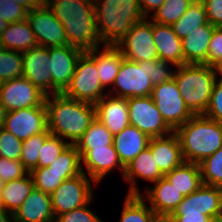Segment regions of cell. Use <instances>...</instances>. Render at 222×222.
<instances>
[{
    "mask_svg": "<svg viewBox=\"0 0 222 222\" xmlns=\"http://www.w3.org/2000/svg\"><path fill=\"white\" fill-rule=\"evenodd\" d=\"M46 5L64 26L71 47L89 52L100 45L94 0H51Z\"/></svg>",
    "mask_w": 222,
    "mask_h": 222,
    "instance_id": "obj_1",
    "label": "cell"
},
{
    "mask_svg": "<svg viewBox=\"0 0 222 222\" xmlns=\"http://www.w3.org/2000/svg\"><path fill=\"white\" fill-rule=\"evenodd\" d=\"M52 97V100L50 96L45 99L49 132L61 136V139H70V144H76L95 119V105L63 93H56Z\"/></svg>",
    "mask_w": 222,
    "mask_h": 222,
    "instance_id": "obj_2",
    "label": "cell"
},
{
    "mask_svg": "<svg viewBox=\"0 0 222 222\" xmlns=\"http://www.w3.org/2000/svg\"><path fill=\"white\" fill-rule=\"evenodd\" d=\"M169 63L171 66L175 65L159 59L134 62L123 57L112 86L116 89V93L118 92L115 96L130 98L151 95L154 86L174 78L175 70L168 68Z\"/></svg>",
    "mask_w": 222,
    "mask_h": 222,
    "instance_id": "obj_3",
    "label": "cell"
},
{
    "mask_svg": "<svg viewBox=\"0 0 222 222\" xmlns=\"http://www.w3.org/2000/svg\"><path fill=\"white\" fill-rule=\"evenodd\" d=\"M96 28L104 45L116 46L130 28L145 19L139 0H94Z\"/></svg>",
    "mask_w": 222,
    "mask_h": 222,
    "instance_id": "obj_4",
    "label": "cell"
},
{
    "mask_svg": "<svg viewBox=\"0 0 222 222\" xmlns=\"http://www.w3.org/2000/svg\"><path fill=\"white\" fill-rule=\"evenodd\" d=\"M180 141L184 162L199 164L222 147V124L193 115L174 131Z\"/></svg>",
    "mask_w": 222,
    "mask_h": 222,
    "instance_id": "obj_5",
    "label": "cell"
},
{
    "mask_svg": "<svg viewBox=\"0 0 222 222\" xmlns=\"http://www.w3.org/2000/svg\"><path fill=\"white\" fill-rule=\"evenodd\" d=\"M177 67L174 80L186 107L193 115H204L217 79L216 67L206 64H183Z\"/></svg>",
    "mask_w": 222,
    "mask_h": 222,
    "instance_id": "obj_6",
    "label": "cell"
},
{
    "mask_svg": "<svg viewBox=\"0 0 222 222\" xmlns=\"http://www.w3.org/2000/svg\"><path fill=\"white\" fill-rule=\"evenodd\" d=\"M104 89L98 76L95 58L89 52H82L70 84L62 93L75 100L95 105L105 96Z\"/></svg>",
    "mask_w": 222,
    "mask_h": 222,
    "instance_id": "obj_7",
    "label": "cell"
},
{
    "mask_svg": "<svg viewBox=\"0 0 222 222\" xmlns=\"http://www.w3.org/2000/svg\"><path fill=\"white\" fill-rule=\"evenodd\" d=\"M87 173L82 172L64 182L50 194L51 206L55 218L66 212L80 208L93 197V188Z\"/></svg>",
    "mask_w": 222,
    "mask_h": 222,
    "instance_id": "obj_8",
    "label": "cell"
},
{
    "mask_svg": "<svg viewBox=\"0 0 222 222\" xmlns=\"http://www.w3.org/2000/svg\"><path fill=\"white\" fill-rule=\"evenodd\" d=\"M151 97L163 120L173 131L193 116L186 107L174 78L154 86Z\"/></svg>",
    "mask_w": 222,
    "mask_h": 222,
    "instance_id": "obj_9",
    "label": "cell"
},
{
    "mask_svg": "<svg viewBox=\"0 0 222 222\" xmlns=\"http://www.w3.org/2000/svg\"><path fill=\"white\" fill-rule=\"evenodd\" d=\"M127 100L130 125L137 127L150 138L166 136L173 132L163 120L151 95L130 97Z\"/></svg>",
    "mask_w": 222,
    "mask_h": 222,
    "instance_id": "obj_10",
    "label": "cell"
},
{
    "mask_svg": "<svg viewBox=\"0 0 222 222\" xmlns=\"http://www.w3.org/2000/svg\"><path fill=\"white\" fill-rule=\"evenodd\" d=\"M147 19L134 24L129 33L116 45L124 58L134 62L158 59V51L153 40V21Z\"/></svg>",
    "mask_w": 222,
    "mask_h": 222,
    "instance_id": "obj_11",
    "label": "cell"
},
{
    "mask_svg": "<svg viewBox=\"0 0 222 222\" xmlns=\"http://www.w3.org/2000/svg\"><path fill=\"white\" fill-rule=\"evenodd\" d=\"M26 19L39 46L49 48L69 45L64 26L47 5L29 10Z\"/></svg>",
    "mask_w": 222,
    "mask_h": 222,
    "instance_id": "obj_12",
    "label": "cell"
},
{
    "mask_svg": "<svg viewBox=\"0 0 222 222\" xmlns=\"http://www.w3.org/2000/svg\"><path fill=\"white\" fill-rule=\"evenodd\" d=\"M45 99L46 95L23 76L1 83L0 100L8 112L46 106Z\"/></svg>",
    "mask_w": 222,
    "mask_h": 222,
    "instance_id": "obj_13",
    "label": "cell"
},
{
    "mask_svg": "<svg viewBox=\"0 0 222 222\" xmlns=\"http://www.w3.org/2000/svg\"><path fill=\"white\" fill-rule=\"evenodd\" d=\"M2 127L21 141L43 133L48 129L47 107L38 106L7 112Z\"/></svg>",
    "mask_w": 222,
    "mask_h": 222,
    "instance_id": "obj_14",
    "label": "cell"
},
{
    "mask_svg": "<svg viewBox=\"0 0 222 222\" xmlns=\"http://www.w3.org/2000/svg\"><path fill=\"white\" fill-rule=\"evenodd\" d=\"M82 51L70 45L49 47V71L52 77V95L62 93L70 84Z\"/></svg>",
    "mask_w": 222,
    "mask_h": 222,
    "instance_id": "obj_15",
    "label": "cell"
},
{
    "mask_svg": "<svg viewBox=\"0 0 222 222\" xmlns=\"http://www.w3.org/2000/svg\"><path fill=\"white\" fill-rule=\"evenodd\" d=\"M23 77L28 79L42 93L49 96L48 89L52 93V77L49 71V48L35 46L22 52Z\"/></svg>",
    "mask_w": 222,
    "mask_h": 222,
    "instance_id": "obj_16",
    "label": "cell"
},
{
    "mask_svg": "<svg viewBox=\"0 0 222 222\" xmlns=\"http://www.w3.org/2000/svg\"><path fill=\"white\" fill-rule=\"evenodd\" d=\"M174 212H201L213 220L222 218V191L218 186L202 185L184 196Z\"/></svg>",
    "mask_w": 222,
    "mask_h": 222,
    "instance_id": "obj_17",
    "label": "cell"
},
{
    "mask_svg": "<svg viewBox=\"0 0 222 222\" xmlns=\"http://www.w3.org/2000/svg\"><path fill=\"white\" fill-rule=\"evenodd\" d=\"M112 91L95 104V117L103 123L113 136L130 125L127 98L114 96ZM107 98V99H106Z\"/></svg>",
    "mask_w": 222,
    "mask_h": 222,
    "instance_id": "obj_18",
    "label": "cell"
},
{
    "mask_svg": "<svg viewBox=\"0 0 222 222\" xmlns=\"http://www.w3.org/2000/svg\"><path fill=\"white\" fill-rule=\"evenodd\" d=\"M77 150L92 182L98 184L115 167H120L124 175L125 167L121 164L114 146Z\"/></svg>",
    "mask_w": 222,
    "mask_h": 222,
    "instance_id": "obj_19",
    "label": "cell"
},
{
    "mask_svg": "<svg viewBox=\"0 0 222 222\" xmlns=\"http://www.w3.org/2000/svg\"><path fill=\"white\" fill-rule=\"evenodd\" d=\"M12 217L13 222H55L50 194L34 187Z\"/></svg>",
    "mask_w": 222,
    "mask_h": 222,
    "instance_id": "obj_20",
    "label": "cell"
},
{
    "mask_svg": "<svg viewBox=\"0 0 222 222\" xmlns=\"http://www.w3.org/2000/svg\"><path fill=\"white\" fill-rule=\"evenodd\" d=\"M148 148L164 175L184 162L180 141L174 131L165 138L164 136L150 138Z\"/></svg>",
    "mask_w": 222,
    "mask_h": 222,
    "instance_id": "obj_21",
    "label": "cell"
},
{
    "mask_svg": "<svg viewBox=\"0 0 222 222\" xmlns=\"http://www.w3.org/2000/svg\"><path fill=\"white\" fill-rule=\"evenodd\" d=\"M154 184L155 186L147 190V197L142 196V194L140 196L149 201L150 208L161 220H166L174 212L184 196L165 177L160 178Z\"/></svg>",
    "mask_w": 222,
    "mask_h": 222,
    "instance_id": "obj_22",
    "label": "cell"
},
{
    "mask_svg": "<svg viewBox=\"0 0 222 222\" xmlns=\"http://www.w3.org/2000/svg\"><path fill=\"white\" fill-rule=\"evenodd\" d=\"M153 40L159 60L169 61L175 66L184 64L182 41L174 33L171 25L153 22Z\"/></svg>",
    "mask_w": 222,
    "mask_h": 222,
    "instance_id": "obj_23",
    "label": "cell"
},
{
    "mask_svg": "<svg viewBox=\"0 0 222 222\" xmlns=\"http://www.w3.org/2000/svg\"><path fill=\"white\" fill-rule=\"evenodd\" d=\"M150 137L137 127L129 125L114 136L113 145L121 164L126 167L148 147Z\"/></svg>",
    "mask_w": 222,
    "mask_h": 222,
    "instance_id": "obj_24",
    "label": "cell"
},
{
    "mask_svg": "<svg viewBox=\"0 0 222 222\" xmlns=\"http://www.w3.org/2000/svg\"><path fill=\"white\" fill-rule=\"evenodd\" d=\"M123 177L131 183L128 195H140L136 187V177L155 183L163 178L164 174L158 168L151 150L147 147L125 167Z\"/></svg>",
    "mask_w": 222,
    "mask_h": 222,
    "instance_id": "obj_25",
    "label": "cell"
},
{
    "mask_svg": "<svg viewBox=\"0 0 222 222\" xmlns=\"http://www.w3.org/2000/svg\"><path fill=\"white\" fill-rule=\"evenodd\" d=\"M215 26L207 22L190 32L182 41L184 64H205Z\"/></svg>",
    "mask_w": 222,
    "mask_h": 222,
    "instance_id": "obj_26",
    "label": "cell"
},
{
    "mask_svg": "<svg viewBox=\"0 0 222 222\" xmlns=\"http://www.w3.org/2000/svg\"><path fill=\"white\" fill-rule=\"evenodd\" d=\"M96 47L89 53L95 58L98 70V76L101 85L107 88V85L114 84L119 68L123 61L122 52L117 46L104 45V48L99 52ZM99 52V53H98Z\"/></svg>",
    "mask_w": 222,
    "mask_h": 222,
    "instance_id": "obj_27",
    "label": "cell"
},
{
    "mask_svg": "<svg viewBox=\"0 0 222 222\" xmlns=\"http://www.w3.org/2000/svg\"><path fill=\"white\" fill-rule=\"evenodd\" d=\"M3 49L25 52L38 46L34 32L27 19L8 24L0 36Z\"/></svg>",
    "mask_w": 222,
    "mask_h": 222,
    "instance_id": "obj_28",
    "label": "cell"
},
{
    "mask_svg": "<svg viewBox=\"0 0 222 222\" xmlns=\"http://www.w3.org/2000/svg\"><path fill=\"white\" fill-rule=\"evenodd\" d=\"M166 180L175 186L183 196L195 192L203 183L199 164L183 162L171 172L164 175Z\"/></svg>",
    "mask_w": 222,
    "mask_h": 222,
    "instance_id": "obj_29",
    "label": "cell"
},
{
    "mask_svg": "<svg viewBox=\"0 0 222 222\" xmlns=\"http://www.w3.org/2000/svg\"><path fill=\"white\" fill-rule=\"evenodd\" d=\"M33 188L34 183L30 173L20 179L4 182L0 193L3 208L13 215Z\"/></svg>",
    "mask_w": 222,
    "mask_h": 222,
    "instance_id": "obj_30",
    "label": "cell"
},
{
    "mask_svg": "<svg viewBox=\"0 0 222 222\" xmlns=\"http://www.w3.org/2000/svg\"><path fill=\"white\" fill-rule=\"evenodd\" d=\"M207 22L203 3L200 0H194L183 16L171 26L174 33L180 39H183L189 35L190 32H193L198 27L205 25Z\"/></svg>",
    "mask_w": 222,
    "mask_h": 222,
    "instance_id": "obj_31",
    "label": "cell"
},
{
    "mask_svg": "<svg viewBox=\"0 0 222 222\" xmlns=\"http://www.w3.org/2000/svg\"><path fill=\"white\" fill-rule=\"evenodd\" d=\"M120 222H160L161 219L147 207L140 195H127Z\"/></svg>",
    "mask_w": 222,
    "mask_h": 222,
    "instance_id": "obj_32",
    "label": "cell"
},
{
    "mask_svg": "<svg viewBox=\"0 0 222 222\" xmlns=\"http://www.w3.org/2000/svg\"><path fill=\"white\" fill-rule=\"evenodd\" d=\"M114 136L96 117L75 144L77 149L107 148L113 145Z\"/></svg>",
    "mask_w": 222,
    "mask_h": 222,
    "instance_id": "obj_33",
    "label": "cell"
},
{
    "mask_svg": "<svg viewBox=\"0 0 222 222\" xmlns=\"http://www.w3.org/2000/svg\"><path fill=\"white\" fill-rule=\"evenodd\" d=\"M49 170L64 172V178H72L82 172L81 156L75 144H69L57 159L48 166Z\"/></svg>",
    "mask_w": 222,
    "mask_h": 222,
    "instance_id": "obj_34",
    "label": "cell"
},
{
    "mask_svg": "<svg viewBox=\"0 0 222 222\" xmlns=\"http://www.w3.org/2000/svg\"><path fill=\"white\" fill-rule=\"evenodd\" d=\"M194 0H165L154 12L152 21L172 25L183 16Z\"/></svg>",
    "mask_w": 222,
    "mask_h": 222,
    "instance_id": "obj_35",
    "label": "cell"
},
{
    "mask_svg": "<svg viewBox=\"0 0 222 222\" xmlns=\"http://www.w3.org/2000/svg\"><path fill=\"white\" fill-rule=\"evenodd\" d=\"M23 76L22 52L0 50V81L5 82Z\"/></svg>",
    "mask_w": 222,
    "mask_h": 222,
    "instance_id": "obj_36",
    "label": "cell"
},
{
    "mask_svg": "<svg viewBox=\"0 0 222 222\" xmlns=\"http://www.w3.org/2000/svg\"><path fill=\"white\" fill-rule=\"evenodd\" d=\"M51 135L47 129L43 133L31 136L30 138L22 141V152L20 161L24 167L30 172L34 168H38L39 152L45 140Z\"/></svg>",
    "mask_w": 222,
    "mask_h": 222,
    "instance_id": "obj_37",
    "label": "cell"
},
{
    "mask_svg": "<svg viewBox=\"0 0 222 222\" xmlns=\"http://www.w3.org/2000/svg\"><path fill=\"white\" fill-rule=\"evenodd\" d=\"M199 167L204 185L220 187L222 185V147L200 162Z\"/></svg>",
    "mask_w": 222,
    "mask_h": 222,
    "instance_id": "obj_38",
    "label": "cell"
},
{
    "mask_svg": "<svg viewBox=\"0 0 222 222\" xmlns=\"http://www.w3.org/2000/svg\"><path fill=\"white\" fill-rule=\"evenodd\" d=\"M34 187L45 193L54 192L66 179L64 172L49 170L48 167L34 168L30 172Z\"/></svg>",
    "mask_w": 222,
    "mask_h": 222,
    "instance_id": "obj_39",
    "label": "cell"
},
{
    "mask_svg": "<svg viewBox=\"0 0 222 222\" xmlns=\"http://www.w3.org/2000/svg\"><path fill=\"white\" fill-rule=\"evenodd\" d=\"M64 141V139L52 134L45 140L39 152L38 168L48 167L59 157L63 150L70 144V142L66 143Z\"/></svg>",
    "mask_w": 222,
    "mask_h": 222,
    "instance_id": "obj_40",
    "label": "cell"
},
{
    "mask_svg": "<svg viewBox=\"0 0 222 222\" xmlns=\"http://www.w3.org/2000/svg\"><path fill=\"white\" fill-rule=\"evenodd\" d=\"M22 141L5 128L0 127V157L20 160Z\"/></svg>",
    "mask_w": 222,
    "mask_h": 222,
    "instance_id": "obj_41",
    "label": "cell"
},
{
    "mask_svg": "<svg viewBox=\"0 0 222 222\" xmlns=\"http://www.w3.org/2000/svg\"><path fill=\"white\" fill-rule=\"evenodd\" d=\"M29 171L24 167L20 160H11L0 157V179L8 182L20 179Z\"/></svg>",
    "mask_w": 222,
    "mask_h": 222,
    "instance_id": "obj_42",
    "label": "cell"
},
{
    "mask_svg": "<svg viewBox=\"0 0 222 222\" xmlns=\"http://www.w3.org/2000/svg\"><path fill=\"white\" fill-rule=\"evenodd\" d=\"M204 116L222 124V79H216Z\"/></svg>",
    "mask_w": 222,
    "mask_h": 222,
    "instance_id": "obj_43",
    "label": "cell"
},
{
    "mask_svg": "<svg viewBox=\"0 0 222 222\" xmlns=\"http://www.w3.org/2000/svg\"><path fill=\"white\" fill-rule=\"evenodd\" d=\"M28 10L11 0H0V16L8 24L20 22L27 18Z\"/></svg>",
    "mask_w": 222,
    "mask_h": 222,
    "instance_id": "obj_44",
    "label": "cell"
},
{
    "mask_svg": "<svg viewBox=\"0 0 222 222\" xmlns=\"http://www.w3.org/2000/svg\"><path fill=\"white\" fill-rule=\"evenodd\" d=\"M89 204L90 202L80 208L58 215L55 222H102L97 215L87 208Z\"/></svg>",
    "mask_w": 222,
    "mask_h": 222,
    "instance_id": "obj_45",
    "label": "cell"
},
{
    "mask_svg": "<svg viewBox=\"0 0 222 222\" xmlns=\"http://www.w3.org/2000/svg\"><path fill=\"white\" fill-rule=\"evenodd\" d=\"M222 62V27H215L210 40L206 65L217 67Z\"/></svg>",
    "mask_w": 222,
    "mask_h": 222,
    "instance_id": "obj_46",
    "label": "cell"
},
{
    "mask_svg": "<svg viewBox=\"0 0 222 222\" xmlns=\"http://www.w3.org/2000/svg\"><path fill=\"white\" fill-rule=\"evenodd\" d=\"M200 1L203 3L207 21L215 27H222V0Z\"/></svg>",
    "mask_w": 222,
    "mask_h": 222,
    "instance_id": "obj_47",
    "label": "cell"
},
{
    "mask_svg": "<svg viewBox=\"0 0 222 222\" xmlns=\"http://www.w3.org/2000/svg\"><path fill=\"white\" fill-rule=\"evenodd\" d=\"M166 222H213L210 216L201 212H173Z\"/></svg>",
    "mask_w": 222,
    "mask_h": 222,
    "instance_id": "obj_48",
    "label": "cell"
},
{
    "mask_svg": "<svg viewBox=\"0 0 222 222\" xmlns=\"http://www.w3.org/2000/svg\"><path fill=\"white\" fill-rule=\"evenodd\" d=\"M163 2H165V0H139V5L145 18H148L150 12H155Z\"/></svg>",
    "mask_w": 222,
    "mask_h": 222,
    "instance_id": "obj_49",
    "label": "cell"
},
{
    "mask_svg": "<svg viewBox=\"0 0 222 222\" xmlns=\"http://www.w3.org/2000/svg\"><path fill=\"white\" fill-rule=\"evenodd\" d=\"M25 7L28 11L42 6L40 0H11Z\"/></svg>",
    "mask_w": 222,
    "mask_h": 222,
    "instance_id": "obj_50",
    "label": "cell"
},
{
    "mask_svg": "<svg viewBox=\"0 0 222 222\" xmlns=\"http://www.w3.org/2000/svg\"><path fill=\"white\" fill-rule=\"evenodd\" d=\"M7 112L8 111L6 110V108L4 107V105L2 104L0 100V127H2L4 124V120L7 115Z\"/></svg>",
    "mask_w": 222,
    "mask_h": 222,
    "instance_id": "obj_51",
    "label": "cell"
},
{
    "mask_svg": "<svg viewBox=\"0 0 222 222\" xmlns=\"http://www.w3.org/2000/svg\"><path fill=\"white\" fill-rule=\"evenodd\" d=\"M0 222H13L12 214L9 212H0Z\"/></svg>",
    "mask_w": 222,
    "mask_h": 222,
    "instance_id": "obj_52",
    "label": "cell"
},
{
    "mask_svg": "<svg viewBox=\"0 0 222 222\" xmlns=\"http://www.w3.org/2000/svg\"><path fill=\"white\" fill-rule=\"evenodd\" d=\"M7 26H8V22L4 21V19L1 18L0 16V36L2 35V32L6 29Z\"/></svg>",
    "mask_w": 222,
    "mask_h": 222,
    "instance_id": "obj_53",
    "label": "cell"
},
{
    "mask_svg": "<svg viewBox=\"0 0 222 222\" xmlns=\"http://www.w3.org/2000/svg\"><path fill=\"white\" fill-rule=\"evenodd\" d=\"M216 70H217V75L222 76V62L216 67Z\"/></svg>",
    "mask_w": 222,
    "mask_h": 222,
    "instance_id": "obj_54",
    "label": "cell"
},
{
    "mask_svg": "<svg viewBox=\"0 0 222 222\" xmlns=\"http://www.w3.org/2000/svg\"><path fill=\"white\" fill-rule=\"evenodd\" d=\"M51 0H40L42 5H46L50 2Z\"/></svg>",
    "mask_w": 222,
    "mask_h": 222,
    "instance_id": "obj_55",
    "label": "cell"
},
{
    "mask_svg": "<svg viewBox=\"0 0 222 222\" xmlns=\"http://www.w3.org/2000/svg\"><path fill=\"white\" fill-rule=\"evenodd\" d=\"M0 212H7L4 208H3V205H2V202L0 201Z\"/></svg>",
    "mask_w": 222,
    "mask_h": 222,
    "instance_id": "obj_56",
    "label": "cell"
},
{
    "mask_svg": "<svg viewBox=\"0 0 222 222\" xmlns=\"http://www.w3.org/2000/svg\"><path fill=\"white\" fill-rule=\"evenodd\" d=\"M3 182L1 181V179H0V193H1V190H2V187H3Z\"/></svg>",
    "mask_w": 222,
    "mask_h": 222,
    "instance_id": "obj_57",
    "label": "cell"
},
{
    "mask_svg": "<svg viewBox=\"0 0 222 222\" xmlns=\"http://www.w3.org/2000/svg\"><path fill=\"white\" fill-rule=\"evenodd\" d=\"M213 222H222V218L221 219H217V220H213Z\"/></svg>",
    "mask_w": 222,
    "mask_h": 222,
    "instance_id": "obj_58",
    "label": "cell"
}]
</instances>
